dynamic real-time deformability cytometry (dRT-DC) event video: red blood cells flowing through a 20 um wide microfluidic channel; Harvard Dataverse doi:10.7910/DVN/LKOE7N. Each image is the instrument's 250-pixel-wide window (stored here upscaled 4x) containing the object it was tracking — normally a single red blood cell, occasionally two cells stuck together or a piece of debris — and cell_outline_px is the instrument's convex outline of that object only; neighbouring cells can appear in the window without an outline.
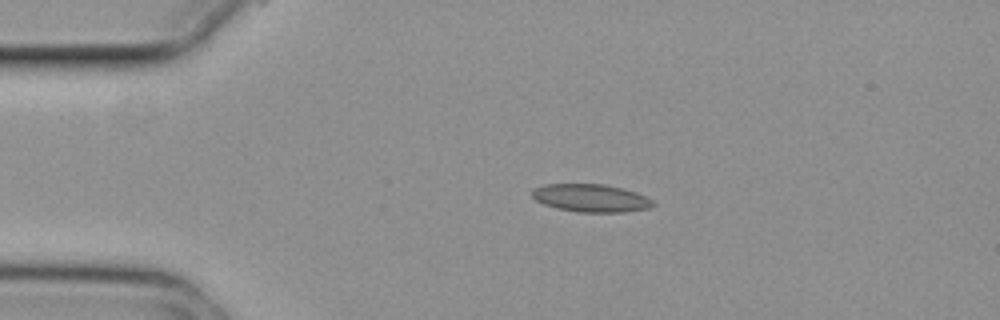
{"species": "common noctule bat (a hibernating species)", "species_latin": "Nyctalus noctula", "temperature_condition": "cold", "stored_images_in_passage": 3, "camera_frame_rate_fps": 3000, "um_per_image_px": 0.085, "animal": {"sex": "female", "body_mass_g": 29.2, "forearm_length_mm": 56.3}, "frame": {"image": 1, "passage_image": 2, "time_ms": 0.333, "image_size_px": [1000, 320], "cell_outline_px": [[656, 204], [648, 208], [624, 212], [580, 212], [556, 208], [544, 204], [536, 200], [532, 196], [532, 188], [544, 184], [604, 184], [636, 192], [652, 200]], "centroid_in_image_um": [50.2, 16.83], "position_along_channel_um": 34.8, "area_um2": 19.54}}